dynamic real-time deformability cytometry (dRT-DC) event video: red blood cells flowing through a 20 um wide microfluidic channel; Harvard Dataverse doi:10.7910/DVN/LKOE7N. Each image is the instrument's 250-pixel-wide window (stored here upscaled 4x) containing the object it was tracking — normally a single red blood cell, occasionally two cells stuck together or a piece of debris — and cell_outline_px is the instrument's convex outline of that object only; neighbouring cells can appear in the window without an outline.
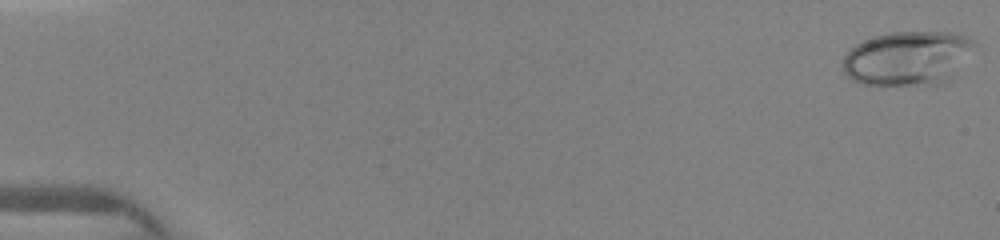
{"species": "human", "species_latin": "Homo sapiens", "temperature_condition": "warm", "stored_images_in_passage": 13, "camera_frame_rate_fps": 3000, "um_per_image_px": 0.085, "donor": {"sex": "female"}, "frame": {"image": 1, "passage_image": 1, "time_ms": 0.0, "image_size_px": [1000, 240], "cell_outline_px": [[980, 44], [944, 80], [936, 84], [864, 84], [852, 80], [840, 68], [840, 64], [844, 56], [856, 44], [864, 40], [888, 32], [948, 32], [968, 36]], "centroid_in_image_um": [77.11, 4.91], "position_along_channel_um": 7.9, "area_um2": 41.1}}